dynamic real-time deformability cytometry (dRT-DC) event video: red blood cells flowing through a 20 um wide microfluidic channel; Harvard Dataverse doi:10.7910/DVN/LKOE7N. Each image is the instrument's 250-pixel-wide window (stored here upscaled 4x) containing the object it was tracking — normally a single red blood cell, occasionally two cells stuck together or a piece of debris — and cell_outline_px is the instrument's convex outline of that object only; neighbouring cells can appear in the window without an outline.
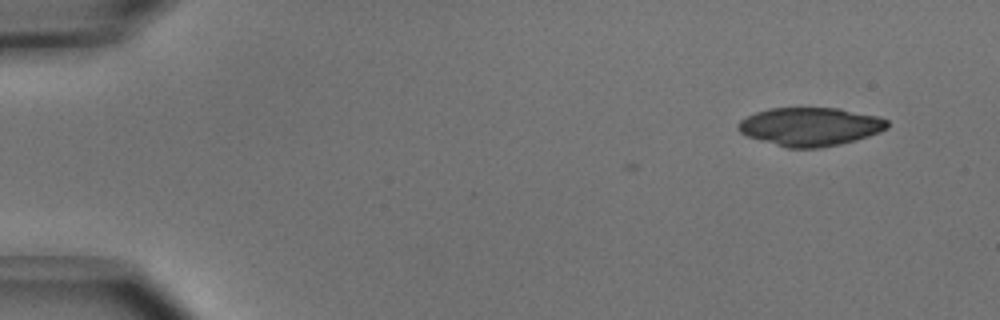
{"species": "common noctule bat (a hibernating species)", "species_latin": "Nyctalus noctula", "temperature_condition": "cold", "stored_images_in_passage": 4, "camera_frame_rate_fps": 3000, "um_per_image_px": 0.085, "animal": {"sex": "male", "body_mass_g": 15.6}, "frame": {"image": 1, "passage_image": 4, "time_ms": 1.0, "image_size_px": [1000, 320], "cell_outline_px": [[888, 128], [880, 132], [868, 136], [840, 144], [820, 148], [788, 148], [748, 136], [740, 132], [736, 128], [736, 124], [740, 120], [756, 112], [772, 108], [840, 108], [876, 116], [888, 120]], "centroid_in_image_um": [68.87, 10.76], "position_along_channel_um": 16.1, "area_um2": 33.23}}